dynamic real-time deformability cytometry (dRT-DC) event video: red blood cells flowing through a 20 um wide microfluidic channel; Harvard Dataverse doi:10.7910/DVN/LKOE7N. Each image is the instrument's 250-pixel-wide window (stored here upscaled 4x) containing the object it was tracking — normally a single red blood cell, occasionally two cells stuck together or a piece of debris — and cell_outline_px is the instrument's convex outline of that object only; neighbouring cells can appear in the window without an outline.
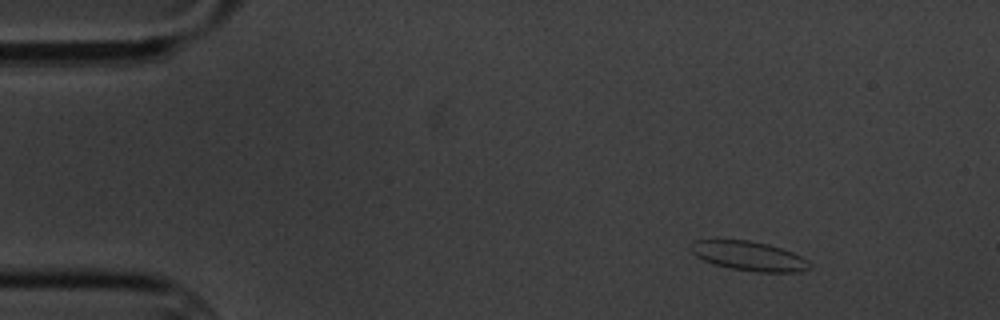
{"species": "common noctule bat (a hibernating species)", "species_latin": "Nyctalus noctula", "temperature_condition": "cold", "stored_images_in_passage": 5, "camera_frame_rate_fps": 3000, "um_per_image_px": 0.085, "animal": {"sex": "male", "body_mass_g": 20.1, "forearm_length_mm": 53.5}, "frame": {"image": 1, "passage_image": 1, "time_ms": 0.0, "image_size_px": [1000, 320], "cell_outline_px": [[812, 268], [800, 272], [756, 272], [732, 268], [716, 264], [704, 260], [696, 256], [688, 248], [696, 240], [716, 236], [748, 240], [768, 244], [792, 252], [808, 260], [812, 264]], "centroid_in_image_um": [63.61, 21.71], "position_along_channel_um": 21.4, "area_um2": 20.98}}